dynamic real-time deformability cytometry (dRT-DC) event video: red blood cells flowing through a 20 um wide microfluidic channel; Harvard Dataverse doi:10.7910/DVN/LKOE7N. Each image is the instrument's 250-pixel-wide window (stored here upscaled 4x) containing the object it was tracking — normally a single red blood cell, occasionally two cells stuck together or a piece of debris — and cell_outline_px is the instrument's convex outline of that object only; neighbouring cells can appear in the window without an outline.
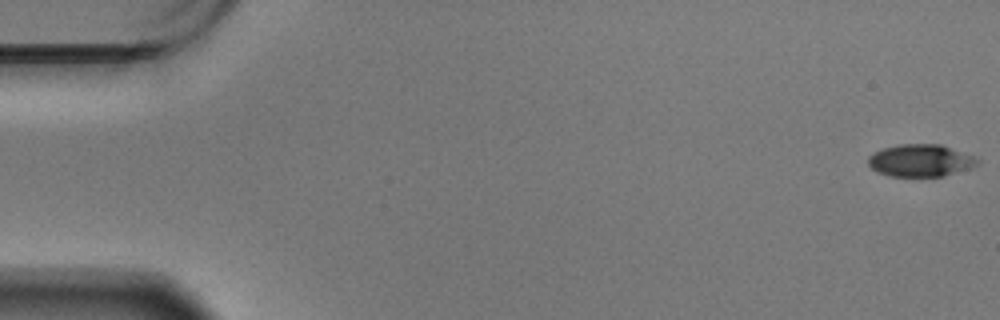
{"species": "Egyptian fruit bat (a non-hibernating species)", "species_latin": "Rousettus aegyptiacus", "temperature_condition": "warm", "stored_images_in_passage": 59, "camera_frame_rate_fps": 3000, "um_per_image_px": 0.085, "animal": {"sex": "male"}, "frame": {"image": 1, "passage_image": 1, "time_ms": 0.0, "image_size_px": [1000, 320], "cell_outline_px": [[980, 160], [972, 168], [944, 176], [888, 176], [876, 172], [868, 164], [868, 156], [884, 148], [900, 144], [940, 144], [972, 156]], "centroid_in_image_um": [78.22, 13.65], "position_along_channel_um": 6.8, "area_um2": 20.4}}
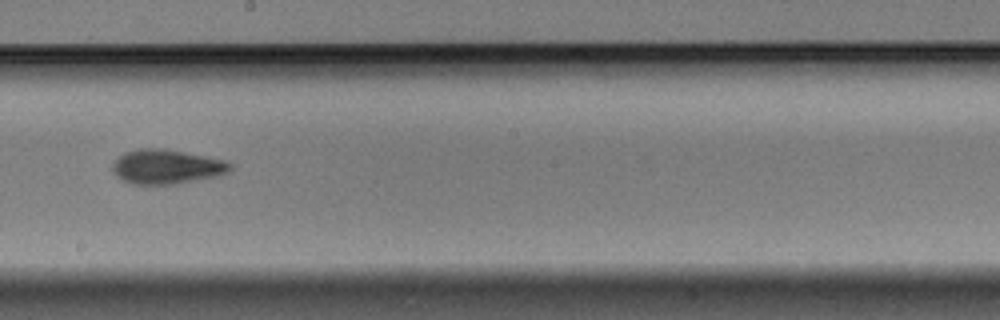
{"frame": {"image": 2, "passage_image": 34, "time_ms": 11.0, "image_size_px": [1000, 320], "cell_outline_px": [[232, 168], [228, 172], [220, 176], [176, 184], [132, 184], [116, 176], [112, 168], [112, 164], [124, 152], [140, 148], [164, 148], [228, 160], [232, 164]], "centroid_in_image_um": [14.21, 14.16], "position_along_channel_um": 234.0, "area_um2": 23.87}}
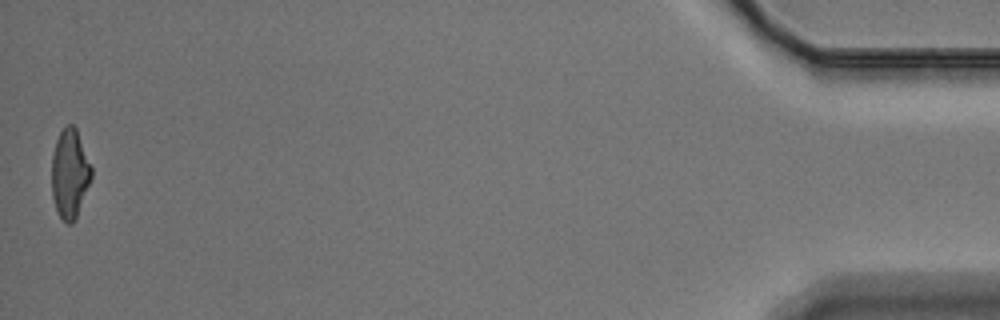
{"frame": {"image": 3, "passage_image": 59, "time_ms": 19.333, "image_size_px": [1000, 320], "cell_outline_px": [[92, 176], [76, 216], [72, 224], [68, 224], [60, 216], [56, 208], [52, 196], [52, 156], [56, 140], [60, 132], [68, 124], [72, 124], [76, 128], [92, 168]], "centroid_in_image_um": [5.92, 14.74], "position_along_channel_um": 429.3, "area_um2": 20.23}, "authors_computed_cell_mechanics": {"area_um2": 21.964, "velocity_mm_per_s": 3.4417, "shape_relaxation_time_tau1_ms": 4.5278, "shape_relaxation_time_tau2_ms": 2.9971, "deformation_change_tau1": 0.1528, "deformation_change_tau2": 0.0939}}